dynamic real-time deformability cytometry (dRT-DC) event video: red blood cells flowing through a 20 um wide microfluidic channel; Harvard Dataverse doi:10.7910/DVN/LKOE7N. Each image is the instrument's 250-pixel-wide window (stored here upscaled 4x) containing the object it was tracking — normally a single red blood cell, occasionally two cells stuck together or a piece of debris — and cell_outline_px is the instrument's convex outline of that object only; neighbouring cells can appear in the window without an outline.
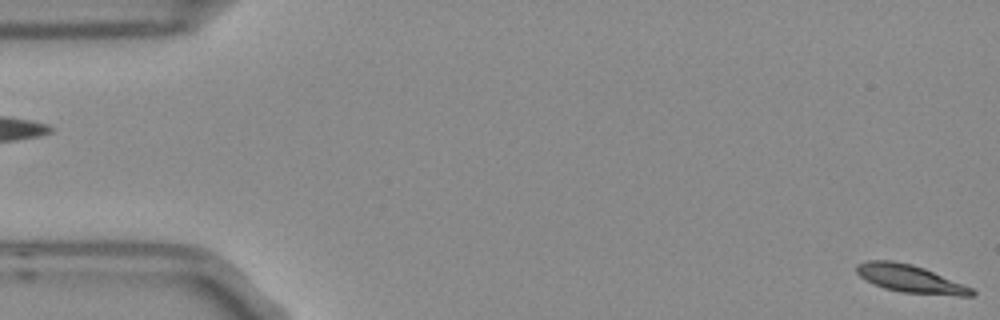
{"species": "Egyptian fruit bat (a non-hibernating species)", "species_latin": "Rousettus aegyptiacus", "temperature_condition": "room temperature", "stored_images_in_passage": 5, "camera_frame_rate_fps": 3000, "um_per_image_px": 0.085, "frame": {"image": 1, "passage_image": 1, "time_ms": 0.0, "image_size_px": [1000, 320], "cell_outline_px": [[976, 292], [972, 296], [960, 296], [900, 292], [884, 288], [860, 276], [856, 272], [856, 264], [868, 260], [892, 260], [912, 264], [924, 268], [964, 284], [972, 288]], "centroid_in_image_um": [77.38, 23.69], "position_along_channel_um": 7.6, "area_um2": 18.55}}
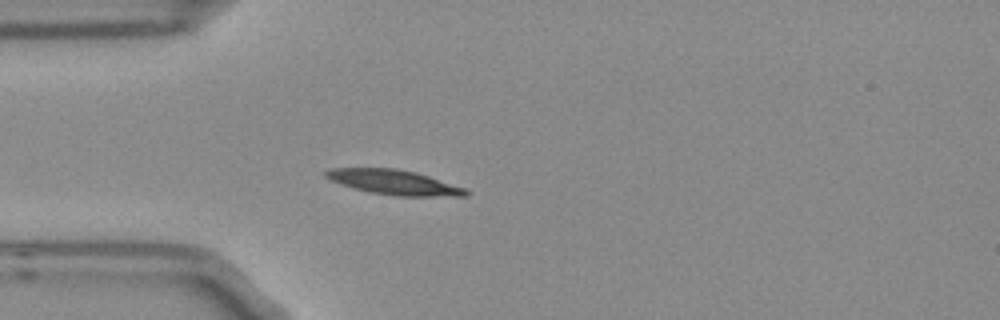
{"frame": {"image": 2, "passage_image": 5, "time_ms": 1.333, "image_size_px": [1000, 320], "cell_outline_px": [[472, 192], [468, 196], [396, 196], [368, 192], [352, 188], [328, 180], [324, 176], [324, 172], [332, 168], [396, 168], [416, 172], [464, 188]], "centroid_in_image_um": [33.46, 15.5], "position_along_channel_um": 51.5, "area_um2": 20.35}}